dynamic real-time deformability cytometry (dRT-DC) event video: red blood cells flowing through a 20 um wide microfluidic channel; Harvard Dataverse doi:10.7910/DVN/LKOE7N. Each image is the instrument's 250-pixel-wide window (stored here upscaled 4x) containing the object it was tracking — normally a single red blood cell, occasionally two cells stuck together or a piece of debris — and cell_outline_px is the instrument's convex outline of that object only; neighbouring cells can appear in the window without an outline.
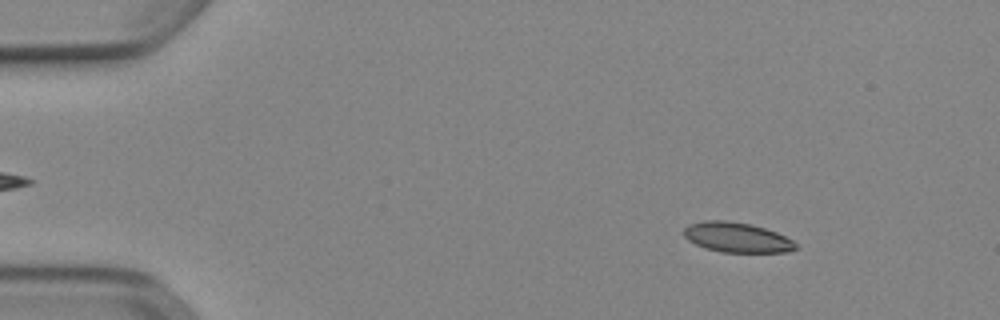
{"species": "Egyptian fruit bat (a non-hibernating species)", "species_latin": "Rousettus aegyptiacus", "temperature_condition": "cold", "stored_images_in_passage": 52, "camera_frame_rate_fps": 3000, "um_per_image_px": 0.085, "animal": {"sex": "female"}, "frame": {"image": 1, "passage_image": 7, "time_ms": 2.0, "image_size_px": [1000, 320], "cell_outline_px": [[796, 248], [788, 252], [720, 252], [704, 248], [688, 240], [684, 236], [684, 228], [688, 224], [704, 220], [724, 220], [752, 224], [776, 232], [792, 240], [796, 244]], "centroid_in_image_um": [62.6, 20.17], "position_along_channel_um": 22.4, "area_um2": 19.54}}
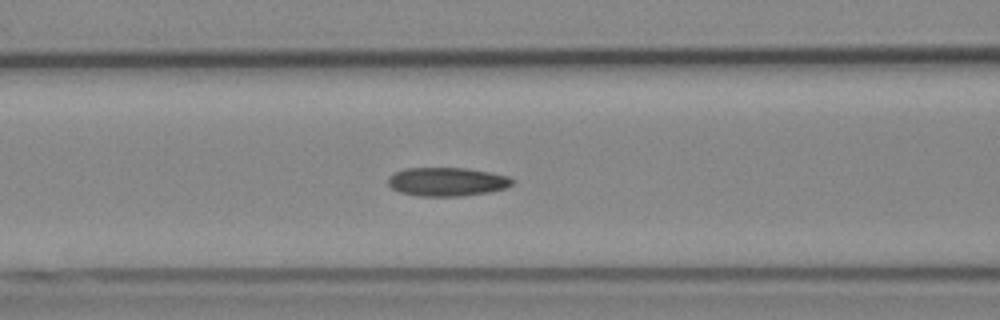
{"frame": {"image": 2, "passage_image": 22, "time_ms": 7.0, "image_size_px": [1000, 320], "cell_outline_px": [[512, 184], [504, 188], [488, 192], [464, 196], [420, 196], [400, 192], [392, 188], [388, 184], [388, 176], [404, 168], [468, 168], [508, 176], [512, 180]], "centroid_in_image_um": [37.96, 15.44], "position_along_channel_um": 128.6, "area_um2": 20.63}}
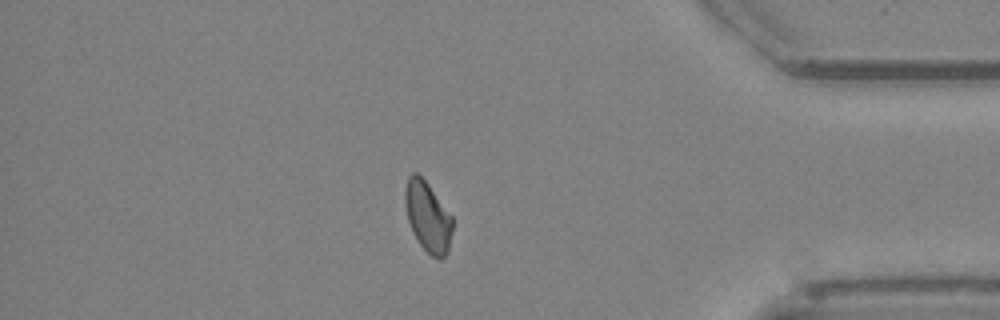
{"frame": {"image": 3, "passage_image": 45, "time_ms": 14.667, "image_size_px": [1000, 320], "cell_outline_px": [[452, 232], [448, 252], [440, 260], [432, 256], [420, 244], [412, 232], [408, 220], [404, 204], [404, 188], [408, 176], [412, 172], [416, 172], [428, 184], [452, 216]], "centroid_in_image_um": [36.34, 18.41], "position_along_channel_um": 398.9, "area_um2": 19.42}, "authors_computed_cell_mechanics": {"area_um2": 19.8543, "velocity_mm_per_s": 3.9116, "shape_relaxation_time_tau1_ms": null, "shape_relaxation_time_tau2_ms": 4.3323, "deformation_change_tau1": null, "deformation_change_tau2": 0.0874}}